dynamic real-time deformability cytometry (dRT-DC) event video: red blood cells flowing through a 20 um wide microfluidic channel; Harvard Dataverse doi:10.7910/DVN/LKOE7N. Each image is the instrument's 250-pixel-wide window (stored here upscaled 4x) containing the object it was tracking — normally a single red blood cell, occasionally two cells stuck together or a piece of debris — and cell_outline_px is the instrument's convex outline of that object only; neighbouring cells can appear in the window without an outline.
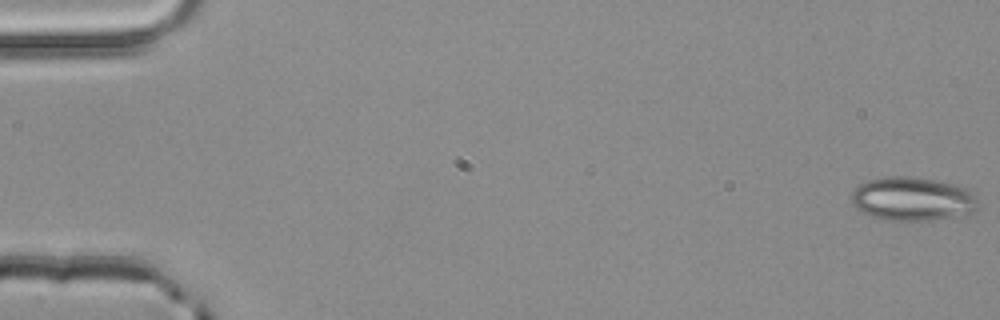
{"species": "common noctule bat (a hibernating species)", "species_latin": "Nyctalus noctula", "temperature_condition": "room temperature", "stored_images_in_passage": 53, "camera_frame_rate_fps": 3000, "um_per_image_px": 0.085, "animal": {"sex": "male", "body_mass_g": 20.4}, "frame": {"image": 1, "passage_image": 1, "time_ms": 0.0, "image_size_px": [1000, 320], "cell_outline_px": [[980, 208], [972, 212], [932, 220], [884, 220], [872, 216], [856, 208], [852, 204], [852, 192], [860, 184], [868, 180], [884, 176], [912, 176], [936, 180], [956, 184], [968, 188], [976, 196], [980, 204]], "centroid_in_image_um": [77.6, 16.89], "position_along_channel_um": 7.4, "area_um2": 32.48}}
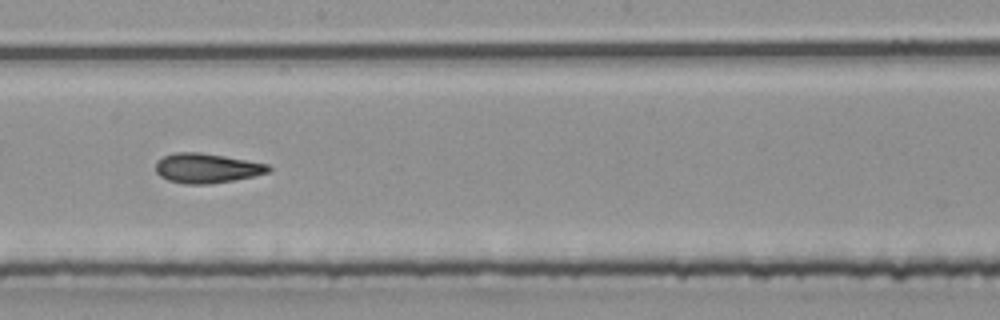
{"frame": {"image": 2, "passage_image": 30, "time_ms": 9.667, "image_size_px": [1000, 320], "cell_outline_px": [[272, 168], [268, 172], [252, 176], [232, 180], [208, 184], [184, 184], [168, 180], [160, 176], [156, 172], [156, 160], [164, 156], [176, 152], [200, 152], [248, 160], [268, 164]], "centroid_in_image_um": [17.54, 14.29], "position_along_channel_um": 230.7, "area_um2": 19.42}}
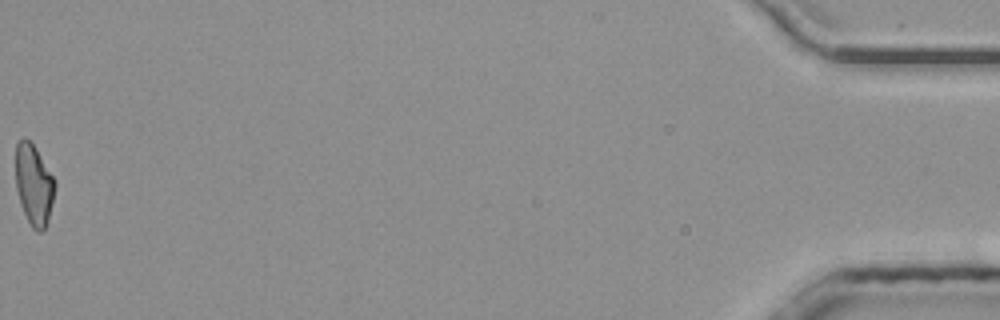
{"frame": {"image": 3, "passage_image": 53, "time_ms": 17.333, "image_size_px": [1000, 320], "cell_outline_px": [[56, 188], [48, 220], [44, 228], [40, 232], [36, 232], [32, 228], [20, 204], [16, 188], [16, 144], [24, 136], [36, 148], [56, 180]], "centroid_in_image_um": [2.89, 15.7], "position_along_channel_um": 432.3, "area_um2": 18.55}, "authors_computed_cell_mechanics": {"area_um2": 19.4786, "velocity_mm_per_s": 4.0192, "shape_relaxation_time_tau1_ms": 6.5159, "shape_relaxation_time_tau2_ms": 1.6845, "deformation_change_tau1": 0.1629, "deformation_change_tau2": 0.0973}}